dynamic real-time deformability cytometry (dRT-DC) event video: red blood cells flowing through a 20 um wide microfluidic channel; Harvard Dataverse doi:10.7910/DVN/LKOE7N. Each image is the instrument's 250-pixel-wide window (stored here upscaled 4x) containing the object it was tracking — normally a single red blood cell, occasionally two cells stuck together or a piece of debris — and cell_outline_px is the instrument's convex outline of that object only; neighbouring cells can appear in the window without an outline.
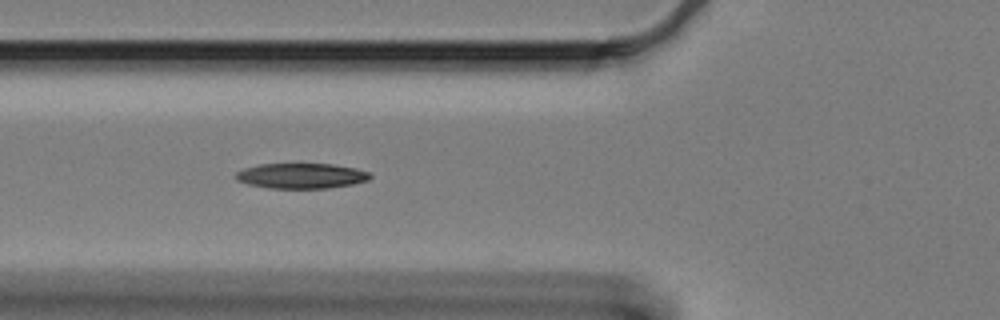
{"species": "Egyptian fruit bat (a non-hibernating species)", "species_latin": "Rousettus aegyptiacus", "temperature_condition": "cold", "stored_images_in_passage": 17, "camera_frame_rate_fps": 3000, "um_per_image_px": 0.085, "animal": {"sex": "female"}, "frame": {"image": 1, "passage_image": 8, "time_ms": 2.333, "image_size_px": [1000, 320], "cell_outline_px": [[372, 176], [368, 180], [352, 184], [328, 188], [268, 188], [248, 184], [236, 180], [236, 172], [244, 168], [260, 164], [332, 164], [356, 168], [368, 172]], "centroid_in_image_um": [25.6, 14.94], "position_along_channel_um": 100.2, "area_um2": 19.71}}